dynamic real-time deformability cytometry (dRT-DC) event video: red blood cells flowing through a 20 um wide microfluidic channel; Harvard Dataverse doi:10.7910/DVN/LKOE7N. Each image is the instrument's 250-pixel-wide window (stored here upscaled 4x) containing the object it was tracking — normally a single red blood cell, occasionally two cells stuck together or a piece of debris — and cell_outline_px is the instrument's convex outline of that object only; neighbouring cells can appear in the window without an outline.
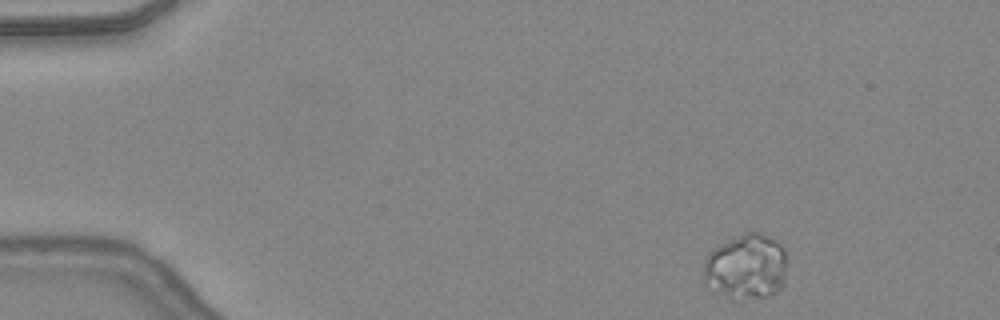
{"species": "common noctule bat (a hibernating species)", "species_latin": "Nyctalus noctula", "temperature_condition": "warm", "stored_images_in_passage": 8, "segment_of_instrument_passage": [1, 2], "camera_frame_rate_fps": 3000, "um_per_image_px": 0.085, "animal": {"sex": "female", "body_mass_g": 24.6, "forearm_length_mm": 56.2}, "frame": {"image": 1, "passage_image": 1, "time_ms": 0.0, "image_size_px": [1000, 320], "cell_outline_px": [[784, 284], [772, 296], [728, 296], [704, 284], [704, 256], [708, 252], [720, 244], [728, 240], [748, 232], [760, 232], [768, 236], [780, 244], [784, 252]], "centroid_in_image_um": [63.4, 22.63], "position_along_channel_um": 21.6, "area_um2": 30.98}}